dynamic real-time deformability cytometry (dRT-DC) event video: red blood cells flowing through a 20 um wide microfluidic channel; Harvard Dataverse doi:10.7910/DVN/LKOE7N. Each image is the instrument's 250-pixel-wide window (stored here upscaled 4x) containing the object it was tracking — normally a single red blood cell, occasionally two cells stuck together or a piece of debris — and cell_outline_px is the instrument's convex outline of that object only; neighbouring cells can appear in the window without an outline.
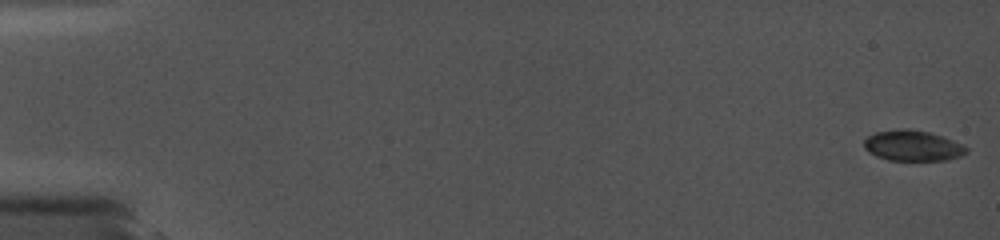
{"species": "common noctule bat (a hibernating species)", "species_latin": "Nyctalus noctula", "temperature_condition": "cold", "stored_images_in_passage": 45, "camera_frame_rate_fps": 5000, "um_per_image_px": 0.085, "animal": {"sex": "female", "body_mass_g": 19.0, "forearm_length_mm": 56.7}, "frame": {"image": 1, "passage_image": 1, "time_ms": 0.0, "image_size_px": [1000, 240], "cell_outline_px": [[968, 152], [960, 156], [944, 160], [888, 160], [876, 156], [868, 152], [864, 148], [864, 140], [868, 136], [876, 132], [900, 128], [908, 128], [928, 132], [964, 144], [968, 148]], "centroid_in_image_um": [77.56, 12.38], "position_along_channel_um": 7.4, "area_um2": 18.26}}
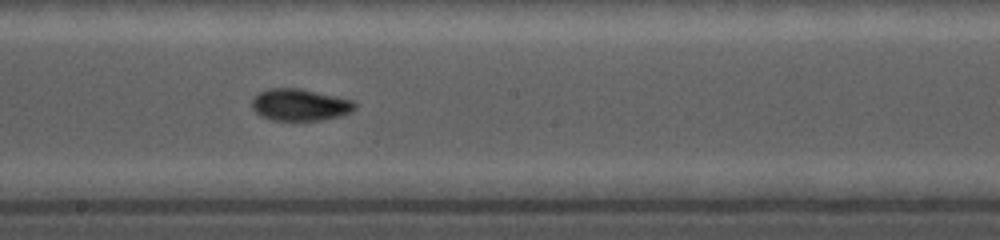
{"frame": {"image": 2, "passage_image": 28, "time_ms": 10.2, "image_size_px": [1000, 240], "cell_outline_px": [[356, 108], [352, 112], [340, 116], [320, 120], [272, 120], [260, 116], [252, 108], [252, 100], [260, 92], [268, 88], [300, 88], [352, 100], [356, 104]], "centroid_in_image_um": [25.49, 8.91], "position_along_channel_um": 222.7, "area_um2": 19.07}}
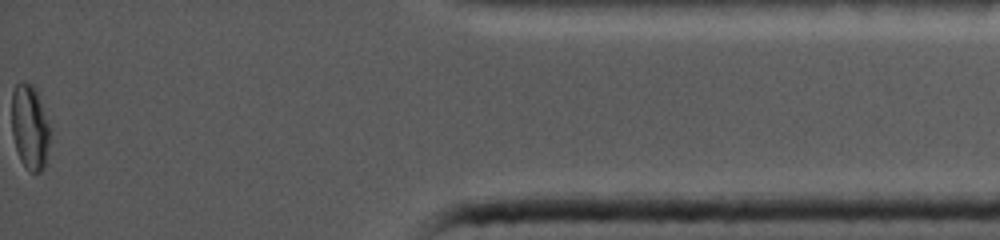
{"frame": {"image": 3, "passage_image": 45, "time_ms": 16.8, "image_size_px": [1000, 240], "cell_outline_px": [[48, 148], [44, 168], [40, 172], [32, 172], [20, 160], [16, 148], [12, 132], [12, 88], [20, 80], [32, 84], [36, 88], [48, 124]], "centroid_in_image_um": [2.5, 10.75], "position_along_channel_um": 432.7, "area_um2": 18.67}}